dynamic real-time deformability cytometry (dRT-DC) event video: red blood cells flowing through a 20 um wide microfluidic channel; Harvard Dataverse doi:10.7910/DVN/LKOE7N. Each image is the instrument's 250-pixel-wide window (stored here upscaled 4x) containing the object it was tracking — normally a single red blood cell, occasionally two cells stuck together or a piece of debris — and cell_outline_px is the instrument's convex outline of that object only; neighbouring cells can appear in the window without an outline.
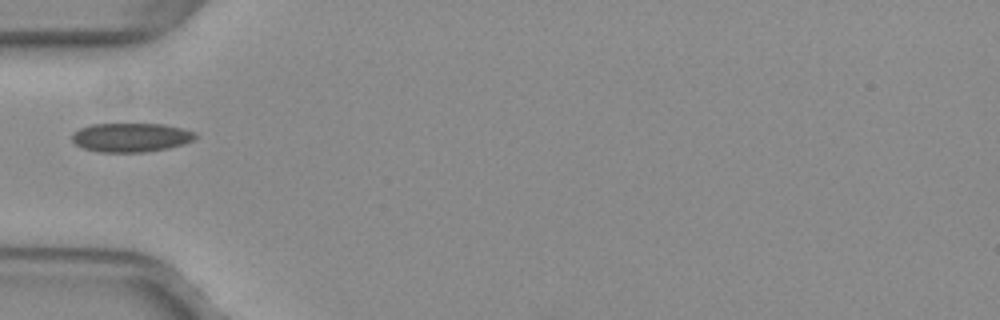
{"species": "common noctule bat (a hibernating species)", "species_latin": "Nyctalus noctula", "temperature_condition": "warm", "stored_images_in_passage": 35, "camera_frame_rate_fps": 3000, "um_per_image_px": 0.085, "animal": {"sex": "female", "body_mass_g": 29.2, "forearm_length_mm": 56.3}, "frame": {"image": 1, "passage_image": 1, "time_ms": 0.0, "image_size_px": [1000, 320], "cell_outline_px": [[196, 136], [192, 140], [184, 144], [168, 148], [148, 152], [100, 152], [84, 148], [76, 144], [72, 140], [72, 132], [80, 128], [92, 124], [164, 124], [196, 132]], "centroid_in_image_um": [11.12, 11.68], "position_along_channel_um": 73.9, "area_um2": 20.81}}
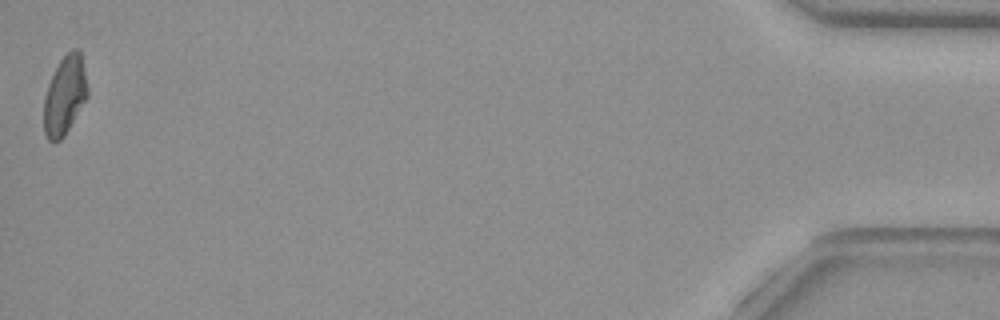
{"frame": {"image": 2, "passage_image": 35, "time_ms": 11.333, "image_size_px": [1000, 320], "cell_outline_px": [[88, 96], [64, 136], [60, 140], [48, 140], [44, 132], [44, 96], [48, 84], [60, 60], [72, 48], [76, 48], [80, 52], [88, 88]], "centroid_in_image_um": [5.5, 8.11], "position_along_channel_um": 429.7, "area_um2": 19.77}}